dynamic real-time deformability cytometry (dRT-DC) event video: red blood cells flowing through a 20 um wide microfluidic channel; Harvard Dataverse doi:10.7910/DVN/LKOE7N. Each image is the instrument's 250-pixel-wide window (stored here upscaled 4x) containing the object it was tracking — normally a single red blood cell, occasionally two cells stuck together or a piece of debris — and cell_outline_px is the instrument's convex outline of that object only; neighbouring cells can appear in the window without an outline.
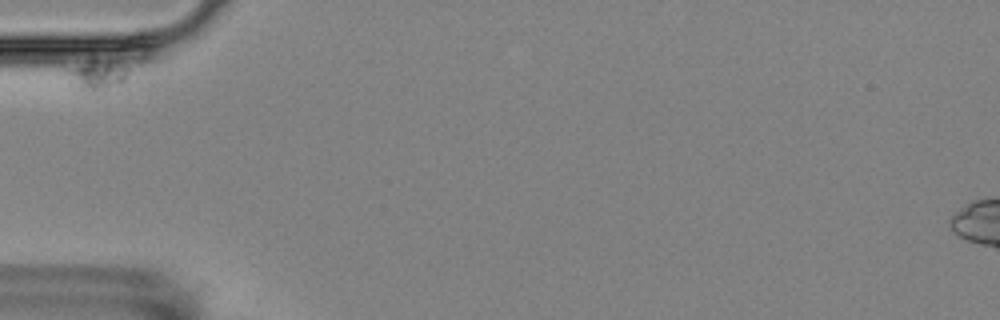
{"species": "Egyptian fruit bat (a non-hibernating species)", "species_latin": "Rousettus aegyptiacus", "temperature_condition": "room temperature", "stored_images_in_passage": 13, "segment_of_instrument_passage": [1, 2], "camera_frame_rate_fps": 3000, "um_per_image_px": 0.085, "animal": {"sex": "female"}, "frame": {"image": 1, "passage_image": 1, "time_ms": 0.0, "image_size_px": [1000, 320], "cell_outline_px": [[144, 60], [124, 84], [92, 92], [76, 88], [68, 72], [72, 68], [92, 56], [144, 52]], "centroid_in_image_um": [8.95, 6.04], "position_along_channel_um": 76.0, "area_um2": 14.51}}
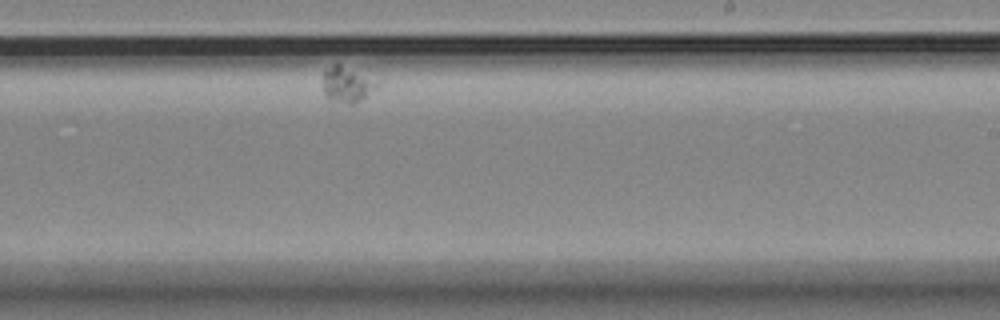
{"frame": {"image": 2, "passage_image": 9, "time_ms": 9.667, "image_size_px": [1000, 320], "cell_outline_px": [[384, 80], [376, 88], [360, 100], [352, 104], [328, 100], [324, 96], [320, 76], [332, 64], [340, 64], [384, 76]], "centroid_in_image_um": [29.61, 7.1], "position_along_channel_um": 259.4, "area_um2": 12.6}}
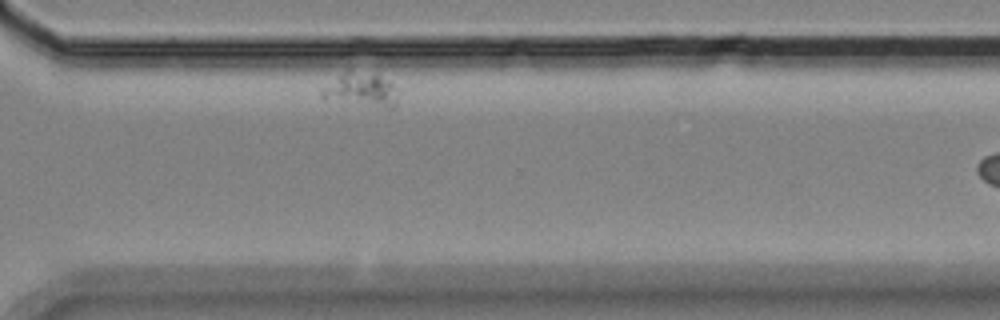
{"frame": {"image": 3, "passage_image": 12, "time_ms": 13.0, "image_size_px": [1000, 320], "cell_outline_px": [[396, 108], [388, 108], [324, 100], [320, 96], [320, 92], [324, 88], [348, 68], [352, 68], [380, 76], [388, 80], [392, 84], [396, 100]], "centroid_in_image_um": [30.65, 7.63], "position_along_channel_um": 340.0, "area_um2": 14.97}}